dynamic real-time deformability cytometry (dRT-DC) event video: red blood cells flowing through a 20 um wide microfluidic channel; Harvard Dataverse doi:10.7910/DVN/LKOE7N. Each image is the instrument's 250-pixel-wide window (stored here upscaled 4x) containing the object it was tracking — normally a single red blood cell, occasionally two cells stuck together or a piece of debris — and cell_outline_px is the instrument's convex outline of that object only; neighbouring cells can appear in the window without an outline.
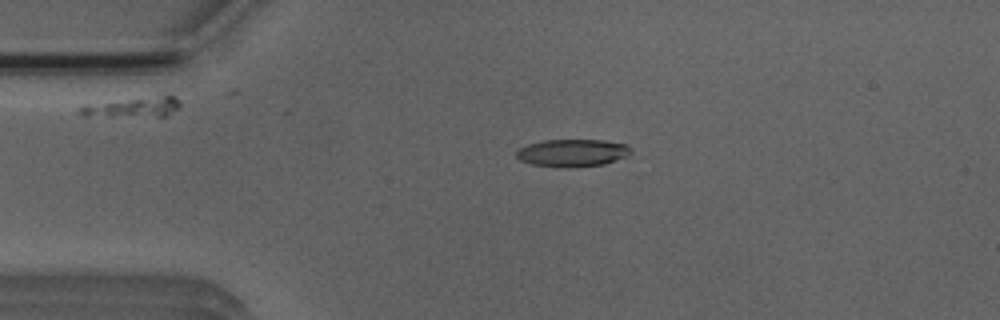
{"species": "Egyptian fruit bat (a non-hibernating species)", "species_latin": "Rousettus aegyptiacus", "temperature_condition": "room temperature", "stored_images_in_passage": 4, "camera_frame_rate_fps": 3000, "um_per_image_px": 0.085, "animal": {"sex": "male"}, "frame": {"image": 1, "passage_image": 3, "time_ms": 3.333, "image_size_px": [1000, 320], "cell_outline_px": [[632, 152], [624, 156], [604, 164], [568, 168], [564, 168], [532, 164], [520, 160], [516, 156], [516, 152], [520, 148], [528, 144], [544, 140], [604, 140], [624, 144], [632, 148]], "centroid_in_image_um": [48.63, 12.99], "position_along_channel_um": 36.4, "area_um2": 18.21}}